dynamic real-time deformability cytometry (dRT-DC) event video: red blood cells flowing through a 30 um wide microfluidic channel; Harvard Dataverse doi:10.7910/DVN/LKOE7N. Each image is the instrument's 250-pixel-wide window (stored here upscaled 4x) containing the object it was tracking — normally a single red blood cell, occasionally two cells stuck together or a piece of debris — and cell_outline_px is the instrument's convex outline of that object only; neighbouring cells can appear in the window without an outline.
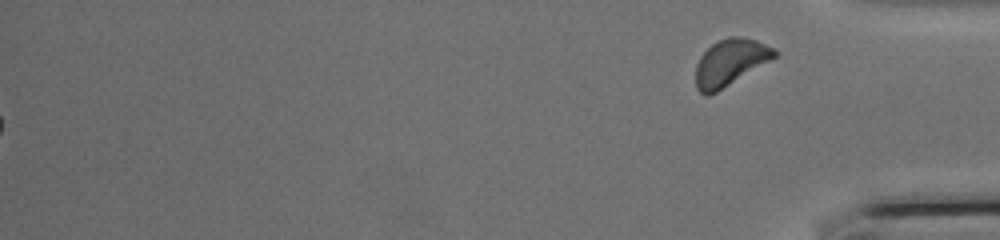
{"species": "common noctule bat (a hibernating species)", "species_latin": "Nyctalus noctula", "temperature_condition": "cold", "stored_images_in_passage": 50, "segment_of_instrument_passage": [2, 2], "camera_frame_rate_fps": 3000, "um_per_image_px": 0.085, "animal": {"sex": "female", "body_mass_g": 17.0, "forearm_length_mm": 48.0}, "frame": {"image": 1, "passage_image": 50, "time_ms": 16.333, "image_size_px": [1000, 240], "cell_outline_px": [[780, 52], [776, 56], [716, 92], [708, 96], [704, 96], [696, 88], [696, 64], [700, 56], [712, 44], [728, 36], [740, 36], [756, 40]], "centroid_in_image_um": [62.03, 5.3], "position_along_channel_um": 373.2, "area_um2": 20.98}}